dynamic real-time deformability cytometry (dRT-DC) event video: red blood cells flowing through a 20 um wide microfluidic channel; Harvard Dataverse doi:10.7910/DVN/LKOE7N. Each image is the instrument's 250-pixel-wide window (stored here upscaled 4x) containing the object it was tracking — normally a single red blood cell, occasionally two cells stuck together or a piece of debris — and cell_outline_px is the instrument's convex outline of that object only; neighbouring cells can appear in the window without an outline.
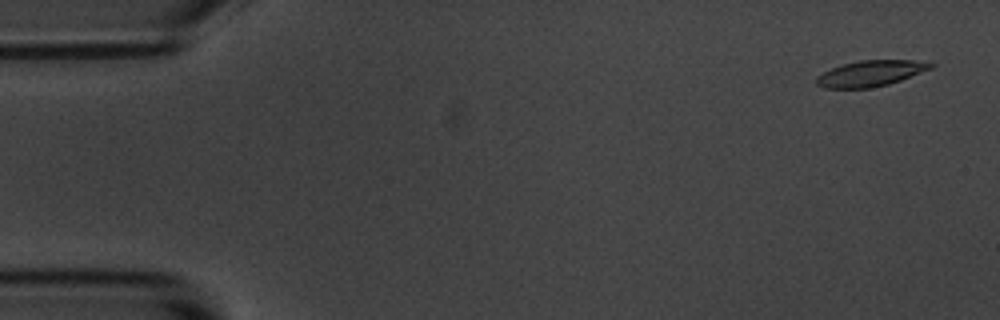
{"species": "common noctule bat (a hibernating species)", "species_latin": "Nyctalus noctula", "temperature_condition": "room temperature", "stored_images_in_passage": 6, "camera_frame_rate_fps": 3000, "um_per_image_px": 0.085, "animal": {"sex": "male", "body_mass_g": 20.1, "forearm_length_mm": 53.5}, "frame": {"image": 1, "passage_image": 1, "time_ms": 0.0, "image_size_px": [1000, 320], "cell_outline_px": [[936, 64], [932, 68], [900, 80], [888, 84], [868, 88], [824, 88], [816, 84], [816, 76], [832, 68], [844, 64], [860, 60], [912, 60]], "centroid_in_image_um": [73.98, 6.24], "position_along_channel_um": 11.0, "area_um2": 16.99}}